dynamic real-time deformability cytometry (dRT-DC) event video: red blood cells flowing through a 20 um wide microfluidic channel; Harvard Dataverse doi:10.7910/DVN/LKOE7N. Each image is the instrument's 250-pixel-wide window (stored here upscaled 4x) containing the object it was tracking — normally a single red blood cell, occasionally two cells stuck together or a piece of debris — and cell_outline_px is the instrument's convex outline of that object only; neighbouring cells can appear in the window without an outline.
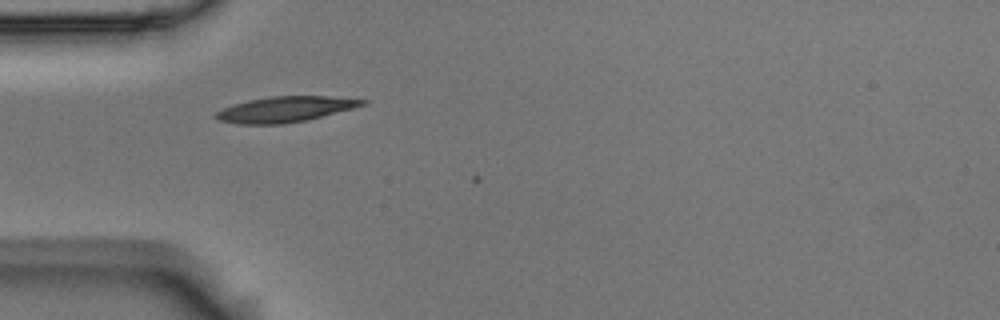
{"species": "Egyptian fruit bat (a non-hibernating species)", "species_latin": "Rousettus aegyptiacus", "temperature_condition": "room temperature", "stored_images_in_passage": 4, "camera_frame_rate_fps": 3000, "um_per_image_px": 0.085, "animal": {"sex": "male"}, "frame": {"image": 1, "passage_image": 3, "time_ms": 0.667, "image_size_px": [1000, 320], "cell_outline_px": [[368, 104], [308, 120], [284, 124], [236, 124], [220, 120], [212, 116], [216, 112], [224, 108], [248, 100], [272, 96], [328, 96], [368, 100]], "centroid_in_image_um": [24.27, 9.29], "position_along_channel_um": 60.7, "area_um2": 21.79}}